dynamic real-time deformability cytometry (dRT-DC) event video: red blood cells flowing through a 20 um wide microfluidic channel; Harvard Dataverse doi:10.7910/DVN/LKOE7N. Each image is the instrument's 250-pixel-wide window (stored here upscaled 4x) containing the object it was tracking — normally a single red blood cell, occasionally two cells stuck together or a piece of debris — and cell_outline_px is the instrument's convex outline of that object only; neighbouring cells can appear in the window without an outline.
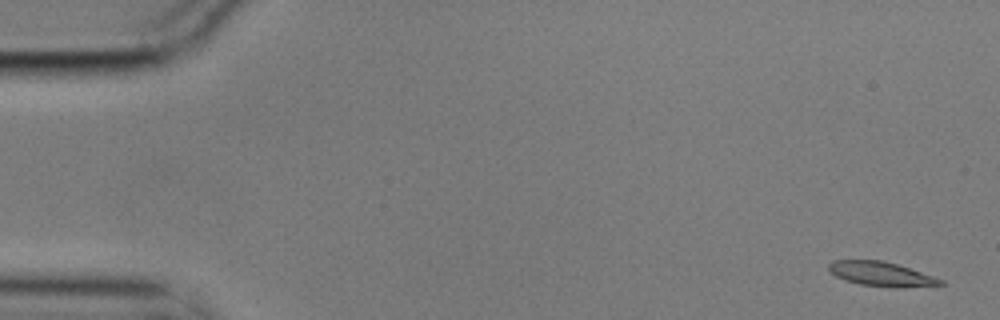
{"species": "common noctule bat (a hibernating species)", "species_latin": "Nyctalus noctula", "temperature_condition": "cold", "stored_images_in_passage": 8, "camera_frame_rate_fps": 3000, "um_per_image_px": 0.085, "animal": {"sex": "male", "body_mass_g": 17.9}, "frame": {"image": 1, "passage_image": 1, "time_ms": 0.0, "image_size_px": [1000, 320], "cell_outline_px": [[944, 284], [896, 288], [860, 284], [844, 280], [836, 276], [828, 268], [828, 264], [832, 260], [884, 260], [944, 280]], "centroid_in_image_um": [74.86, 23.28], "position_along_channel_um": 10.1, "area_um2": 15.66}}
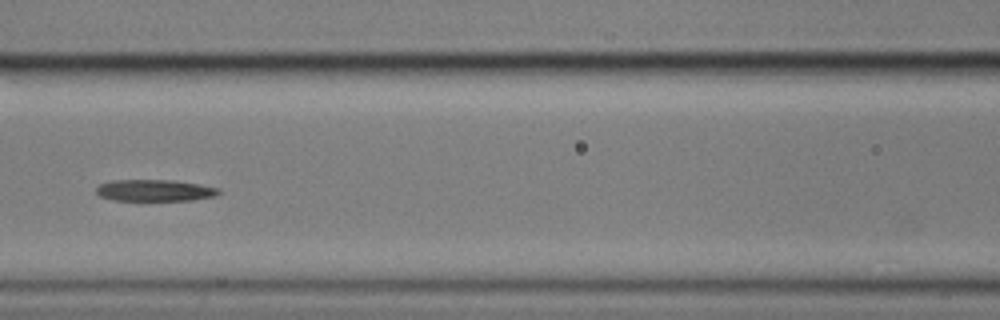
{"frame": {"image": 2, "passage_image": 7, "time_ms": 2.0, "image_size_px": [1000, 320], "cell_outline_px": [[220, 192], [216, 196], [192, 200], [112, 200], [100, 196], [96, 192], [96, 188], [100, 184], [112, 180], [172, 180], [220, 188]], "centroid_in_image_um": [13.14, 16.18], "position_along_channel_um": 153.5, "area_um2": 15.32}}
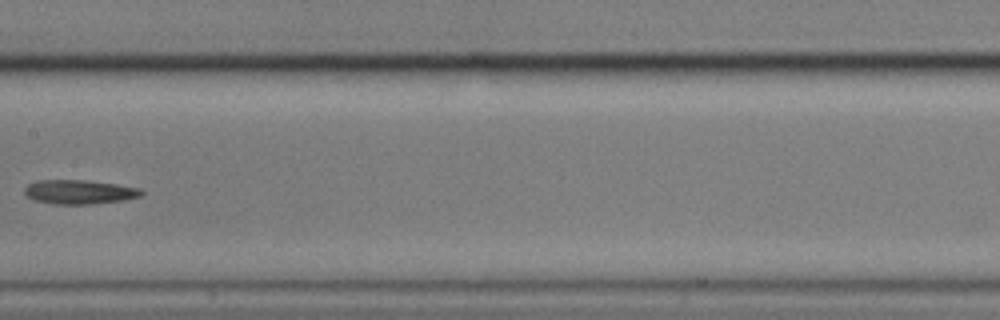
{"frame": {"image": 3, "passage_image": 8, "time_ms": 2.333, "image_size_px": [1000, 320], "cell_outline_px": [[144, 192], [140, 196], [124, 200], [92, 204], [52, 204], [32, 200], [24, 192], [24, 188], [28, 184], [36, 180], [84, 180], [140, 188]], "centroid_in_image_um": [6.7, 16.32], "position_along_channel_um": 200.7, "area_um2": 16.42}}